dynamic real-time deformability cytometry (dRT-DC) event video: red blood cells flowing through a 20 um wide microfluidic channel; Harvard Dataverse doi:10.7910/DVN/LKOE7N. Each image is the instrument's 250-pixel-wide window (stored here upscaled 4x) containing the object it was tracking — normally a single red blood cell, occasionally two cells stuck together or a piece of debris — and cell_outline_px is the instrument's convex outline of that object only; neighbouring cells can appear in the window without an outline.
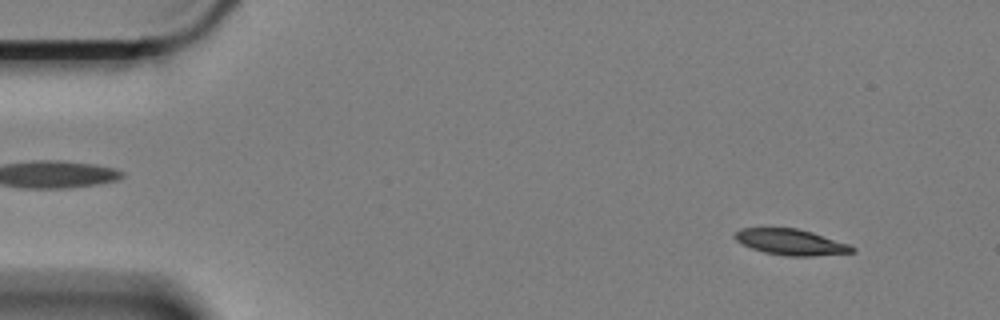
{"species": "Egyptian fruit bat (a non-hibernating species)", "species_latin": "Rousettus aegyptiacus", "temperature_condition": "cold", "stored_images_in_passage": 23, "camera_frame_rate_fps": 3000, "um_per_image_px": 0.085, "animal": {"sex": "female"}, "frame": {"image": 1, "passage_image": 5, "time_ms": 1.333, "image_size_px": [1000, 320], "cell_outline_px": [[856, 252], [812, 256], [784, 256], [764, 252], [752, 248], [736, 240], [732, 236], [740, 228], [796, 228], [812, 232], [848, 244], [856, 248]], "centroid_in_image_um": [67.22, 20.58], "position_along_channel_um": 17.8, "area_um2": 17.63}}